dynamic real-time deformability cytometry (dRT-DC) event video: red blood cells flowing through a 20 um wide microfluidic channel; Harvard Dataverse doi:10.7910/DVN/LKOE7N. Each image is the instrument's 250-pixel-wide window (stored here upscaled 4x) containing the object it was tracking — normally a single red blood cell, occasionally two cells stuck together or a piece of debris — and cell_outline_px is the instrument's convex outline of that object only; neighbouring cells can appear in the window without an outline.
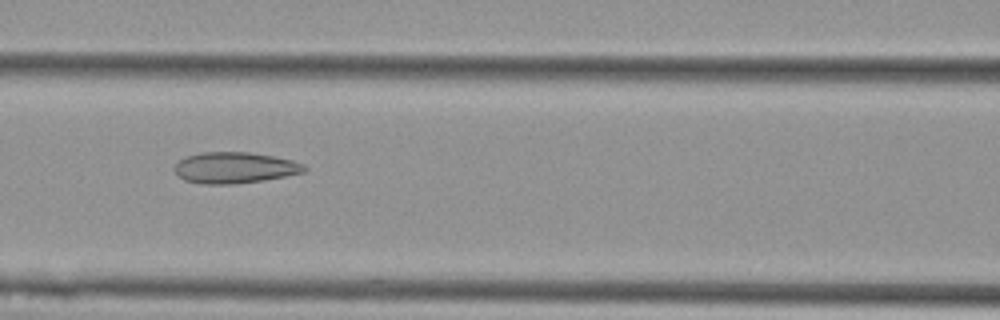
{"species": "Egyptian fruit bat (a non-hibernating species)", "species_latin": "Rousettus aegyptiacus", "temperature_condition": "cold", "stored_images_in_passage": 5, "camera_frame_rate_fps": 3000, "um_per_image_px": 0.085, "animal": {"sex": "female"}, "frame": {"image": 1, "passage_image": 3, "time_ms": 0.667, "image_size_px": [1000, 320], "cell_outline_px": [[308, 168], [304, 172], [264, 180], [232, 184], [200, 184], [184, 180], [176, 172], [176, 164], [180, 160], [188, 156], [200, 152], [248, 152], [272, 156], [292, 160], [304, 164]], "centroid_in_image_um": [19.97, 14.26], "position_along_channel_um": 146.6, "area_um2": 23.35}}
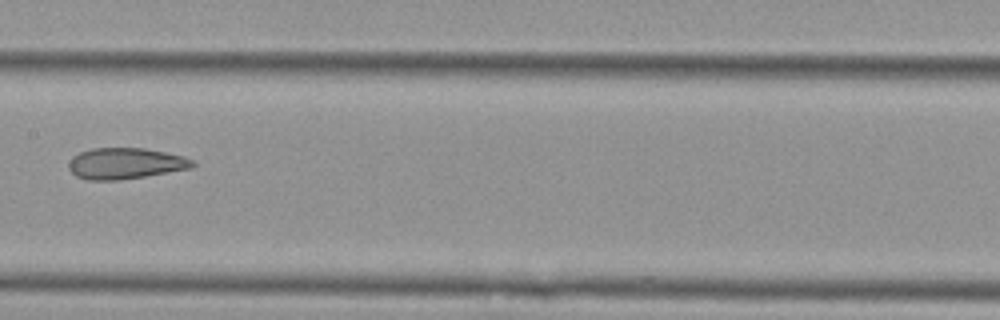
{"frame": {"image": 2, "passage_image": 4, "time_ms": 1.0, "image_size_px": [1000, 320], "cell_outline_px": [[196, 164], [192, 168], [120, 180], [88, 180], [76, 176], [68, 168], [68, 160], [72, 156], [80, 152], [92, 148], [144, 148], [184, 156], [192, 160]], "centroid_in_image_um": [10.63, 13.89], "position_along_channel_um": 196.8, "area_um2": 22.48}}
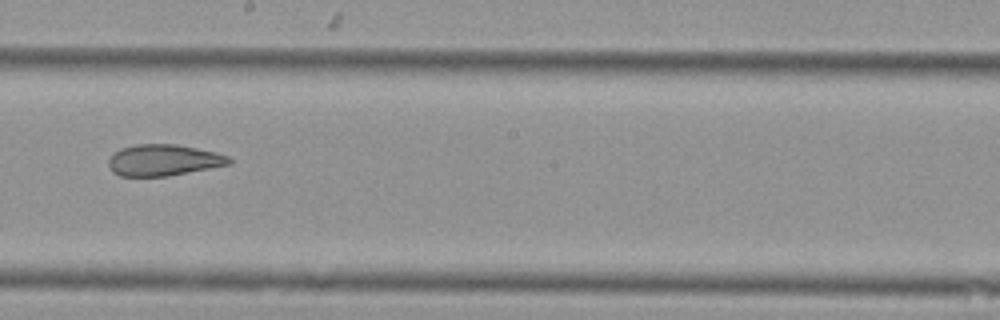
{"frame": {"image": 3, "passage_image": 5, "time_ms": 1.333, "image_size_px": [1000, 320], "cell_outline_px": [[232, 164], [168, 176], [120, 176], [112, 172], [108, 164], [108, 160], [120, 148], [136, 144], [176, 144], [216, 152], [228, 156], [232, 160]], "centroid_in_image_um": [13.91, 13.61], "position_along_channel_um": 234.3, "area_um2": 22.02}}